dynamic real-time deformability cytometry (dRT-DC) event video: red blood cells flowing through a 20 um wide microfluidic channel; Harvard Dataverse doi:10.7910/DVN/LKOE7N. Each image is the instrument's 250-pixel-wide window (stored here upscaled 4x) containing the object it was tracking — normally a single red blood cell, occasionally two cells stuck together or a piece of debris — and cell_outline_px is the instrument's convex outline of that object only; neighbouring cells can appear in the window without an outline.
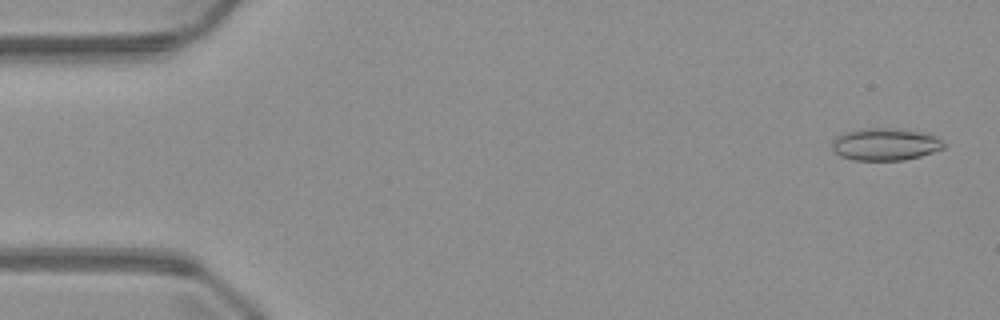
{"species": "common noctule bat (a hibernating species)", "species_latin": "Nyctalus noctula", "temperature_condition": "warm", "stored_images_in_passage": 11, "camera_frame_rate_fps": 3000, "um_per_image_px": 0.085, "animal": {"sex": "male", "body_mass_g": 23.1, "forearm_length_mm": 52.7}, "frame": {"image": 1, "passage_image": 2, "time_ms": 0.333, "image_size_px": [1000, 320], "cell_outline_px": [[948, 144], [944, 148], [920, 156], [904, 160], [852, 160], [840, 156], [832, 148], [832, 140], [836, 136], [844, 132], [860, 128], [904, 128], [920, 132], [932, 136]], "centroid_in_image_um": [75.21, 12.25], "position_along_channel_um": 9.8, "area_um2": 21.15}}